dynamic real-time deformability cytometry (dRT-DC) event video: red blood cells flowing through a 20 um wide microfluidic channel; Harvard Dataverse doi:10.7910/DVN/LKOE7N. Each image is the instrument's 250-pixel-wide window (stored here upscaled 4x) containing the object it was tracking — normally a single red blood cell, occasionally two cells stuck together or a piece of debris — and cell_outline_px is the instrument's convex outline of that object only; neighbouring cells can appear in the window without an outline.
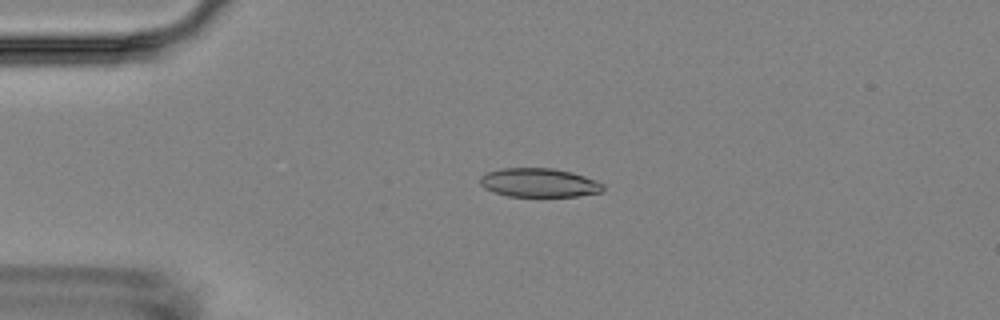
{"species": "Egyptian fruit bat (a non-hibernating species)", "species_latin": "Rousettus aegyptiacus", "temperature_condition": "room temperature", "stored_images_in_passage": 4, "camera_frame_rate_fps": 3000, "um_per_image_px": 0.085, "animal": {"sex": "female"}, "frame": {"image": 1, "passage_image": 4, "time_ms": 4.0, "image_size_px": [1000, 320], "cell_outline_px": [[604, 192], [576, 196], [508, 196], [484, 188], [480, 184], [480, 176], [488, 172], [500, 168], [552, 168], [572, 172], [596, 180], [604, 184]], "centroid_in_image_um": [45.84, 15.52], "position_along_channel_um": 39.2, "area_um2": 20.69}}